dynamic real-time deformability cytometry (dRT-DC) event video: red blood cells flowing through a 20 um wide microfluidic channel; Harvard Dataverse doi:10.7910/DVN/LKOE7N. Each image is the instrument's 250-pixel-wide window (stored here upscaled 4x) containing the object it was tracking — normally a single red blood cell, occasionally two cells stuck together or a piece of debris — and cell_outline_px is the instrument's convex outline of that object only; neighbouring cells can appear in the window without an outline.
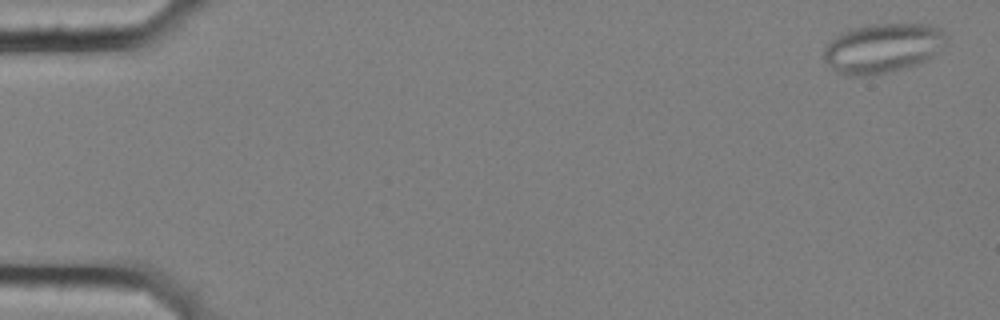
{"species": "common noctule bat (a hibernating species)", "species_latin": "Nyctalus noctula", "temperature_condition": "cold", "stored_images_in_passage": 57, "camera_frame_rate_fps": 3000, "um_per_image_px": 0.085, "animal": {"sex": "female", "body_mass_g": 25.1}, "frame": {"image": 1, "passage_image": 2, "time_ms": 0.333, "image_size_px": [1000, 320], "cell_outline_px": [[948, 36], [944, 44], [928, 60], [920, 64], [908, 68], [888, 72], [864, 76], [848, 76], [836, 72], [824, 60], [824, 48], [836, 36], [852, 28], [872, 24], [928, 24], [940, 28]], "centroid_in_image_um": [75.05, 4.1], "position_along_channel_um": 10.0, "area_um2": 35.43}}
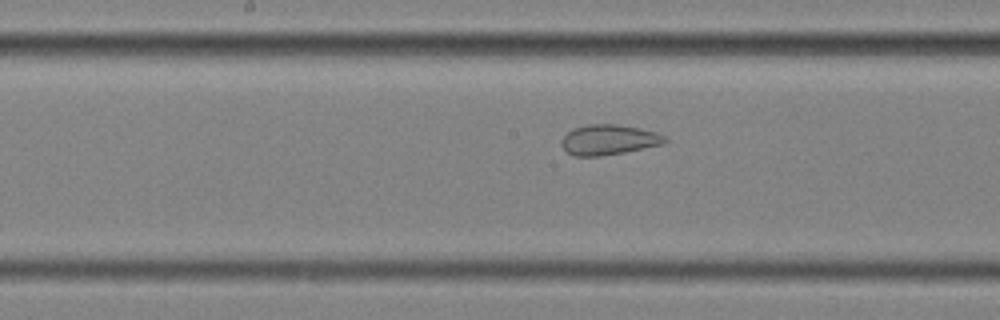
{"frame": {"image": 2, "passage_image": 30, "time_ms": 9.667, "image_size_px": [1000, 320], "cell_outline_px": [[668, 140], [664, 144], [624, 152], [600, 156], [576, 156], [568, 152], [560, 144], [560, 140], [572, 128], [588, 124], [616, 124], [640, 128], [656, 132], [664, 136]], "centroid_in_image_um": [51.73, 11.87], "position_along_channel_um": 196.5, "area_um2": 18.21}}
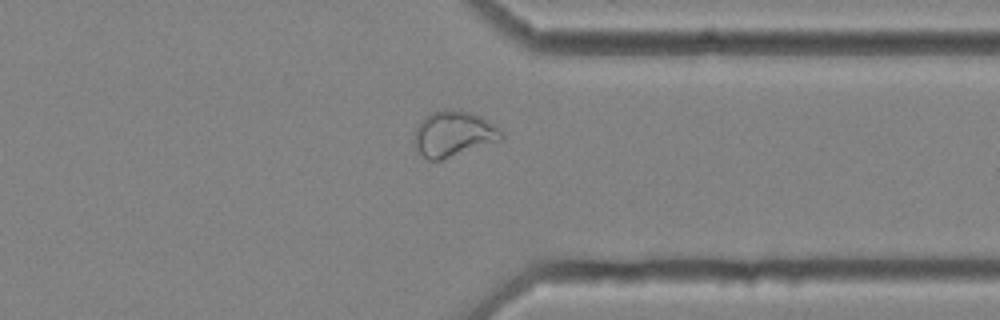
{"frame": {"image": 3, "passage_image": 45, "time_ms": 14.667, "image_size_px": [1000, 320], "cell_outline_px": [[504, 140], [440, 160], [428, 160], [416, 148], [412, 140], [416, 128], [420, 120], [424, 116], [432, 112], [444, 108], [452, 108], [468, 112], [480, 116], [488, 120], [500, 128], [504, 132]], "centroid_in_image_um": [38.57, 11.36], "position_along_channel_um": 372.8, "area_um2": 23.58}, "authors_computed_cell_mechanics": {"area_um2": 25.432, "velocity_mm_per_s": 3.5373, "shape_relaxation_time_tau1_ms": null, "shape_relaxation_time_tau2_ms": 1.2959, "deformation_change_tau1": null, "deformation_change_tau2": 0.0751}}